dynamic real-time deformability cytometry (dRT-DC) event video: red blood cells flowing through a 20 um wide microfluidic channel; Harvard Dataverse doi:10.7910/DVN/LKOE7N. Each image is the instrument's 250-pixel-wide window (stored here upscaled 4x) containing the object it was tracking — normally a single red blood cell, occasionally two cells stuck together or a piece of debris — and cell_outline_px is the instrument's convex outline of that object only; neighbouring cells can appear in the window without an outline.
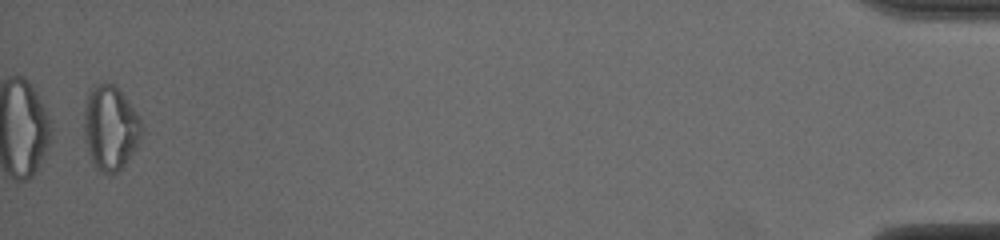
{"species": "common noctule bat (a hibernating species)", "species_latin": "Nyctalus noctula", "temperature_condition": "cold", "stored_images_in_passage": 39, "segment_of_instrument_passage": [2, 2], "camera_frame_rate_fps": 3000, "um_per_image_px": 0.085, "animal": {"sex": "male", "body_mass_g": 19.0, "forearm_length_mm": 50.8}, "frame": {"image": 1, "passage_image": 38, "time_ms": 12.333, "image_size_px": [1000, 240], "cell_outline_px": [[144, 128], [140, 140], [124, 164], [116, 172], [100, 172], [92, 160], [88, 152], [84, 136], [84, 104], [88, 88], [92, 84], [104, 80], [116, 84], [140, 120]], "centroid_in_image_um": [9.34, 10.76], "position_along_channel_um": 425.9, "area_um2": 28.55}}